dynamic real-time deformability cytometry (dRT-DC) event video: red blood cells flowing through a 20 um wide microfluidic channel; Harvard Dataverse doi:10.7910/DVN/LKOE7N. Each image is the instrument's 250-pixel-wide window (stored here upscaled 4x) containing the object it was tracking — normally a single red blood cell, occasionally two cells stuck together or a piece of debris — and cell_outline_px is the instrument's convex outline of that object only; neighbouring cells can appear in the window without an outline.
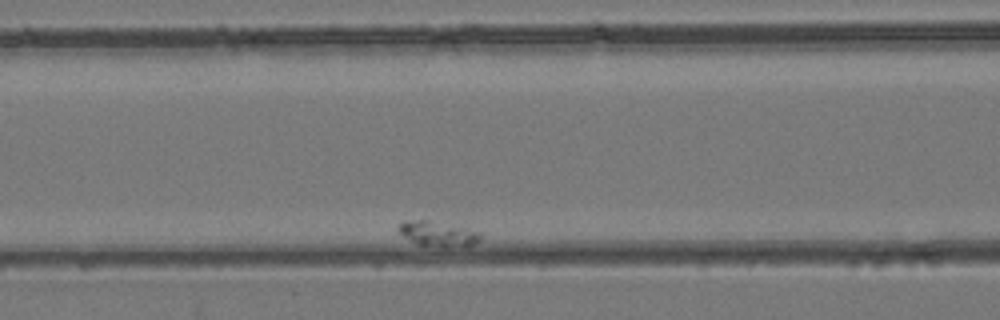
{"species": "common noctule bat (a hibernating species)", "species_latin": "Nyctalus noctula", "temperature_condition": "room temperature", "stored_images_in_passage": 10, "camera_frame_rate_fps": 3000, "um_per_image_px": 0.085, "animal": {"sex": "female", "body_mass_g": 24.6, "forearm_length_mm": 56.2}, "frame": {"image": 1, "passage_image": 4, "time_ms": 3.333, "image_size_px": [1000, 320], "cell_outline_px": [[480, 240], [472, 244], [448, 248], [440, 248], [420, 244], [404, 236], [396, 228], [404, 220], [428, 220], [464, 228], [480, 232]], "centroid_in_image_um": [37.2, 19.88], "position_along_channel_um": 129.4, "area_um2": 11.73}}
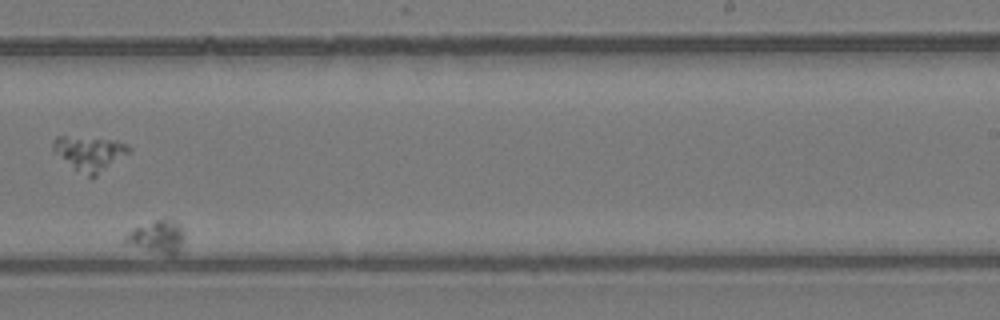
{"frame": {"image": 2, "passage_image": 9, "time_ms": 9.0, "image_size_px": [1000, 320], "cell_outline_px": [[184, 240], [180, 252], [176, 256], [168, 256], [124, 244], [120, 240], [128, 232], [136, 228], [156, 220], [168, 220], [176, 224], [184, 232]], "centroid_in_image_um": [13.33, 20.21], "position_along_channel_um": 275.7, "area_um2": 11.33}}
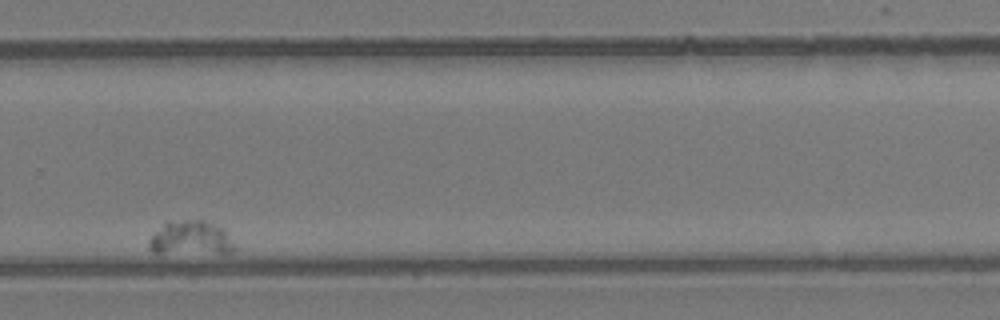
{"frame": {"image": 3, "passage_image": 10, "time_ms": 10.333, "image_size_px": [1000, 320], "cell_outline_px": [[236, 248], [232, 252], [152, 252], [148, 248], [148, 240], [168, 220], [204, 220], [224, 228]], "centroid_in_image_um": [16.21, 20.21], "position_along_channel_um": 313.6, "area_um2": 16.65}}